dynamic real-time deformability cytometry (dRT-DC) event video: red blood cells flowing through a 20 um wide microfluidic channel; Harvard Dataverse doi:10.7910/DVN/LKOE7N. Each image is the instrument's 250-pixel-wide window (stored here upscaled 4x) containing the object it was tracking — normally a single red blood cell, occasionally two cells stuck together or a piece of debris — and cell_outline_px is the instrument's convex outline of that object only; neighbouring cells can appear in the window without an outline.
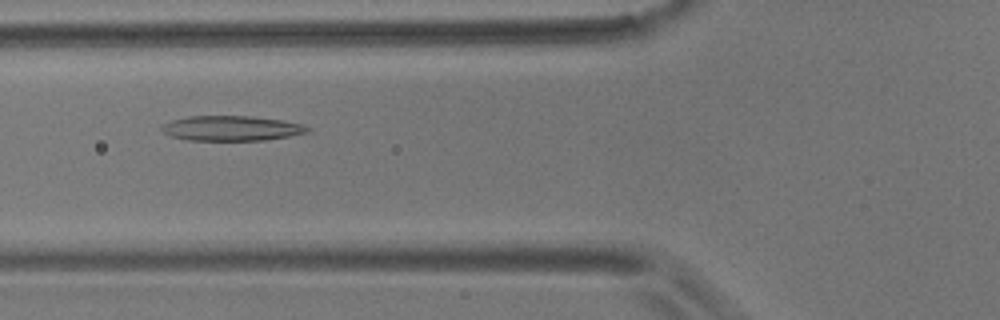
{"species": "common noctule bat (a hibernating species)", "species_latin": "Nyctalus noctula", "temperature_condition": "room temperature", "stored_images_in_passage": 9, "camera_frame_rate_fps": 3000, "um_per_image_px": 0.085, "animal": {"sex": "male", "body_mass_g": 17.9}, "frame": {"image": 1, "passage_image": 4, "time_ms": 3.333, "image_size_px": [1000, 320], "cell_outline_px": [[312, 132], [264, 140], [188, 140], [168, 136], [160, 128], [164, 124], [172, 120], [188, 116], [252, 116], [280, 120], [300, 124], [312, 128]], "centroid_in_image_um": [19.68, 10.9], "position_along_channel_um": 106.1, "area_um2": 21.21}}
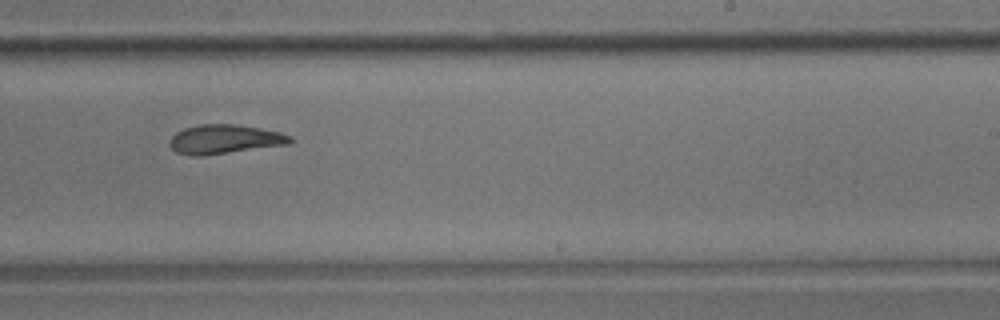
{"frame": {"image": 2, "passage_image": 8, "time_ms": 8.0, "image_size_px": [1000, 320], "cell_outline_px": [[292, 140], [288, 144], [204, 156], [192, 156], [176, 152], [168, 144], [168, 140], [176, 132], [184, 128], [200, 124], [232, 124], [260, 128], [280, 132], [292, 136]], "centroid_in_image_um": [19.05, 11.84], "position_along_channel_um": 269.9, "area_um2": 20.52}}
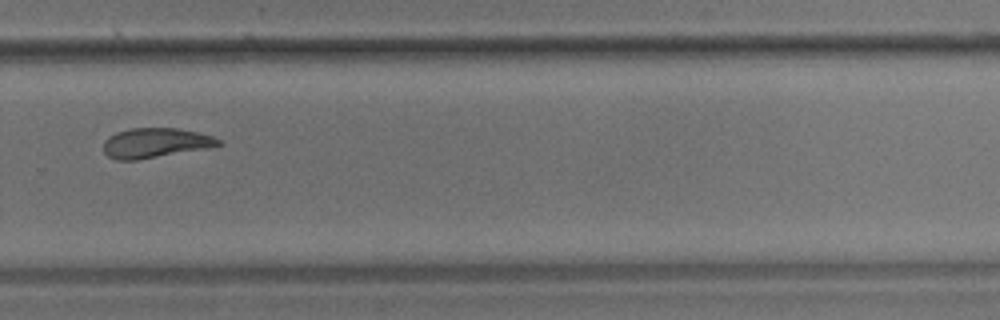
{"frame": {"image": 3, "passage_image": 9, "time_ms": 9.333, "image_size_px": [1000, 320], "cell_outline_px": [[224, 144], [212, 148], [136, 160], [116, 160], [108, 156], [104, 152], [104, 140], [108, 136], [116, 132], [128, 128], [176, 128], [196, 132], [212, 136], [220, 140]], "centroid_in_image_um": [13.22, 12.15], "position_along_channel_um": 316.6, "area_um2": 20.17}}